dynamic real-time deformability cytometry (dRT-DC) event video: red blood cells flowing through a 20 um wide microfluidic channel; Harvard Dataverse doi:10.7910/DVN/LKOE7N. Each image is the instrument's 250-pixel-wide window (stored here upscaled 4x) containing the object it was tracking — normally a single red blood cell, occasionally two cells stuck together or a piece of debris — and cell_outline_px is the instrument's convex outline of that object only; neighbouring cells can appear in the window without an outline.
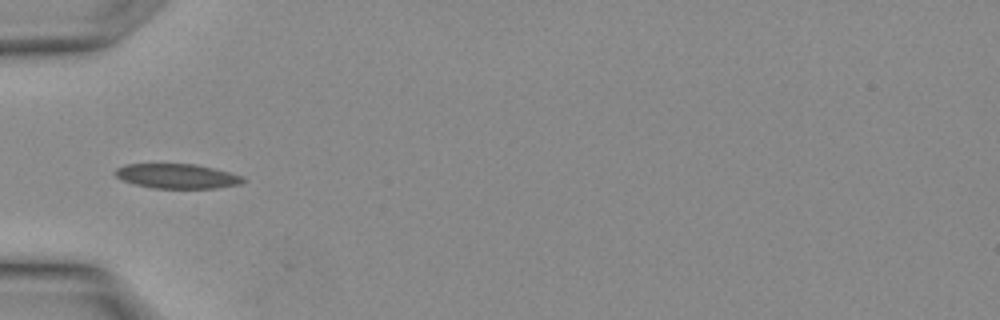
{"species": "Egyptian fruit bat (a non-hibernating species)", "species_latin": "Rousettus aegyptiacus", "temperature_condition": "warm", "stored_images_in_passage": 6, "camera_frame_rate_fps": 3000, "um_per_image_px": 0.085, "animal": {"sex": "female"}, "frame": {"image": 1, "passage_image": 1, "time_ms": 0.0, "image_size_px": [1000, 320], "cell_outline_px": [[248, 180], [244, 184], [216, 188], [152, 188], [136, 184], [124, 180], [116, 176], [116, 168], [124, 164], [196, 164], [244, 176]], "centroid_in_image_um": [15.13, 14.97], "position_along_channel_um": 69.9, "area_um2": 18.38}}
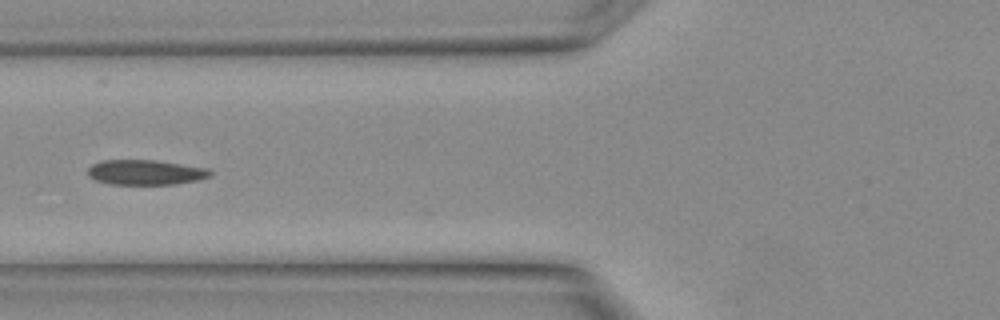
{"frame": {"image": 2, "passage_image": 3, "time_ms": 0.667, "image_size_px": [1000, 320], "cell_outline_px": [[212, 176], [196, 180], [176, 184], [112, 184], [96, 180], [88, 176], [88, 168], [92, 164], [100, 160], [152, 160], [208, 168], [212, 172]], "centroid_in_image_um": [12.36, 14.64], "position_along_channel_um": 113.4, "area_um2": 17.74}}
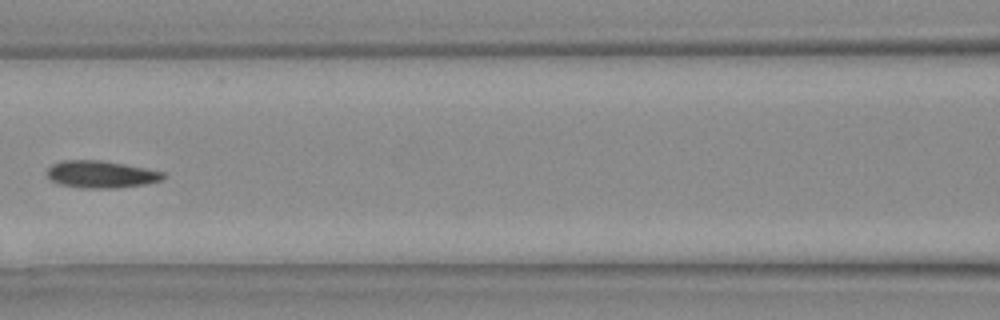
{"frame": {"image": 3, "passage_image": 5, "time_ms": 1.333, "image_size_px": [1000, 320], "cell_outline_px": [[164, 176], [160, 180], [144, 184], [116, 188], [80, 188], [60, 184], [52, 180], [48, 176], [48, 168], [52, 164], [60, 160], [104, 160], [164, 172]], "centroid_in_image_um": [8.55, 14.81], "position_along_channel_um": 158.0, "area_um2": 18.26}}